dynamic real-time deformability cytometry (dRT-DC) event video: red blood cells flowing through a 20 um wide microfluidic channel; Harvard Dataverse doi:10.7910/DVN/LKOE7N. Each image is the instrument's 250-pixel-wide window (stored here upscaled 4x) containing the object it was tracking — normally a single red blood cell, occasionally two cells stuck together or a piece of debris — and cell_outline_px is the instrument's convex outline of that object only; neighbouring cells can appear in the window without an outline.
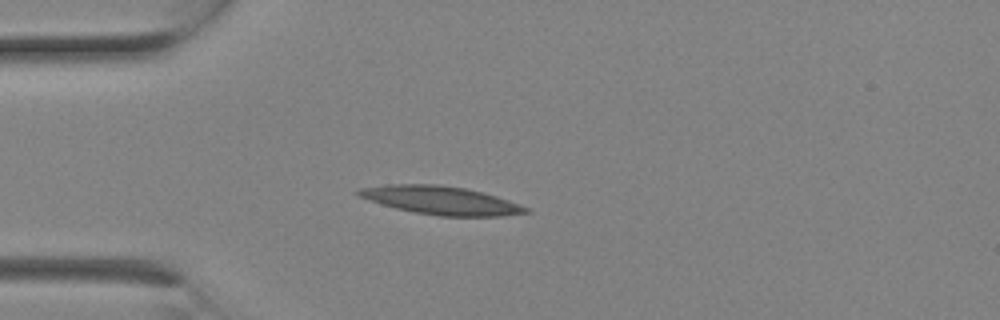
{"species": "Egyptian fruit bat (a non-hibernating species)", "species_latin": "Rousettus aegyptiacus", "temperature_condition": "room temperature", "stored_images_in_passage": 1, "camera_frame_rate_fps": 3000, "um_per_image_px": 0.085, "animal": {"sex": "female"}, "frame": {"image": 1, "passage_image": 1, "time_ms": 0.0, "image_size_px": [1000, 320], "cell_outline_px": [[532, 212], [500, 216], [440, 216], [416, 212], [396, 208], [380, 204], [368, 200], [352, 192], [360, 188], [388, 184], [440, 184], [464, 188], [496, 196], [520, 204], [528, 208]], "centroid_in_image_um": [37.45, 17.02], "position_along_channel_um": 47.5, "area_um2": 27.51}}